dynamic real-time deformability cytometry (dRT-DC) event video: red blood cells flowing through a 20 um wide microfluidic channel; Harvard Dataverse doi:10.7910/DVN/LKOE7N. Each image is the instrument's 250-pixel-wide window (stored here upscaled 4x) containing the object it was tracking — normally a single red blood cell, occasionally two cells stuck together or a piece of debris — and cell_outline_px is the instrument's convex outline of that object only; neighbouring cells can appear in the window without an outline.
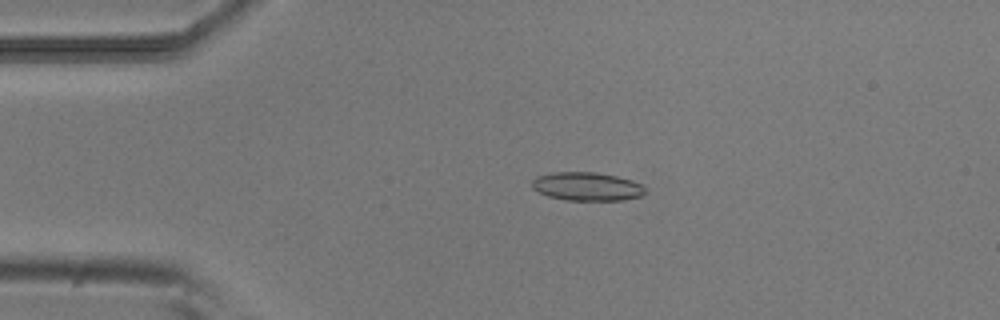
{"species": "common noctule bat (a hibernating species)", "species_latin": "Nyctalus noctula", "temperature_condition": "room temperature", "stored_images_in_passage": 26, "camera_frame_rate_fps": 3000, "um_per_image_px": 0.085, "animal": {"sex": "male", "body_mass_g": 20.5, "forearm_length_mm": 52.5}, "frame": {"image": 1, "passage_image": 10, "time_ms": 3.0, "image_size_px": [1000, 320], "cell_outline_px": [[648, 192], [644, 196], [624, 200], [564, 200], [548, 196], [532, 188], [532, 180], [536, 176], [552, 172], [596, 172], [616, 176], [632, 180], [644, 184]], "centroid_in_image_um": [49.95, 15.85], "position_along_channel_um": 35.0, "area_um2": 19.13}}
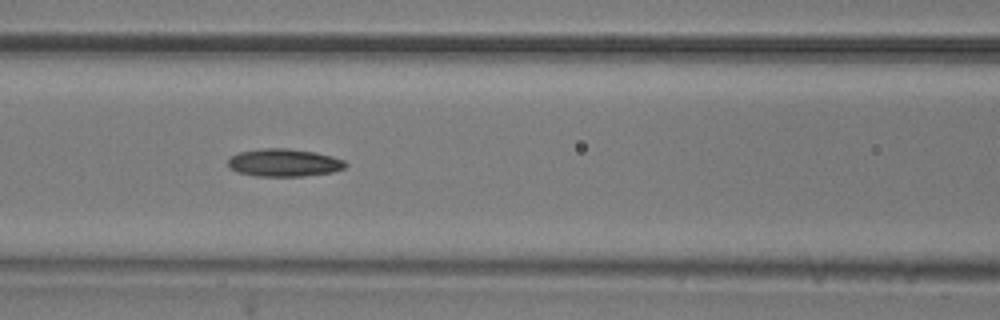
{"frame": {"image": 2, "passage_image": 21, "time_ms": 6.667, "image_size_px": [1000, 320], "cell_outline_px": [[348, 164], [344, 168], [332, 172], [304, 176], [256, 176], [236, 172], [228, 168], [228, 160], [232, 156], [240, 152], [264, 148], [288, 148], [316, 152], [332, 156], [344, 160]], "centroid_in_image_um": [24.14, 13.83], "position_along_channel_um": 142.5, "area_um2": 19.07}}
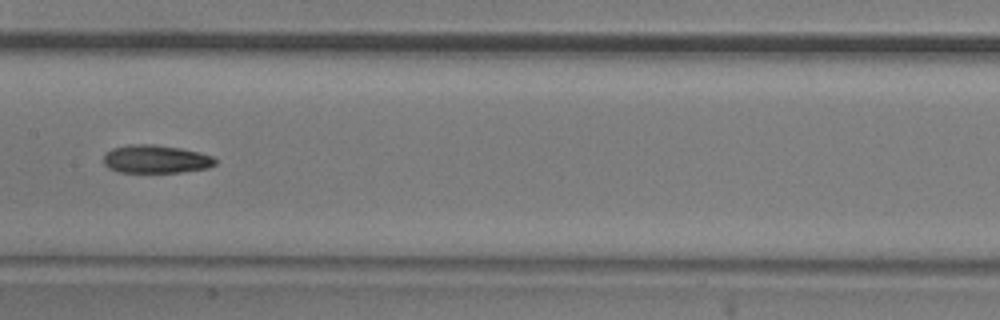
{"frame": {"image": 3, "passage_image": 25, "time_ms": 8.0, "image_size_px": [1000, 320], "cell_outline_px": [[216, 164], [208, 168], [180, 172], [116, 172], [108, 168], [104, 164], [104, 156], [112, 148], [128, 144], [152, 144], [180, 148], [200, 152], [212, 156], [216, 160]], "centroid_in_image_um": [13.24, 13.52], "position_along_channel_um": 194.2, "area_um2": 18.38}}